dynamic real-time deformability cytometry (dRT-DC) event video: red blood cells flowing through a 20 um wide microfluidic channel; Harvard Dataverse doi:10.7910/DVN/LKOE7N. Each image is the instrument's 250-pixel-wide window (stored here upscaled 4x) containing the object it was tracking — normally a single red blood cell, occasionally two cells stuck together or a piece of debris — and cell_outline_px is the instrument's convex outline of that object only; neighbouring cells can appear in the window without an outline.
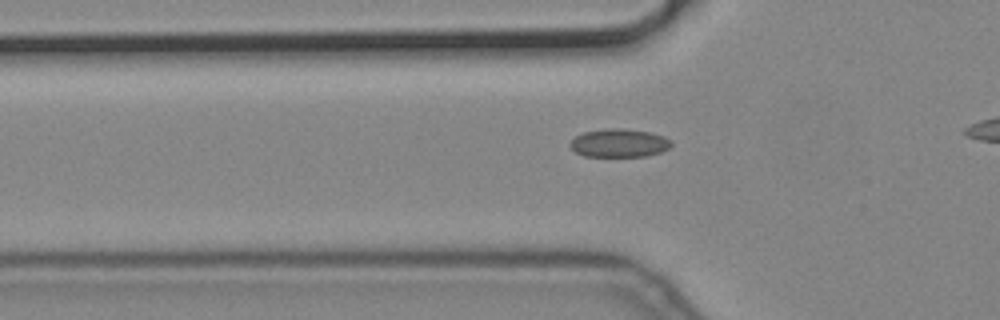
{"species": "common noctule bat (a hibernating species)", "species_latin": "Nyctalus noctula", "temperature_condition": "cold", "stored_images_in_passage": 34, "camera_frame_rate_fps": 3000, "um_per_image_px": 0.085, "animal": {"sex": "male", "body_mass_g": 19.2, "forearm_length_mm": 51.8}, "frame": {"image": 1, "passage_image": 5, "time_ms": 1.333, "image_size_px": [1000, 320], "cell_outline_px": [[672, 144], [668, 148], [660, 152], [648, 156], [584, 156], [576, 152], [568, 144], [576, 136], [584, 132], [608, 128], [620, 128], [652, 132], [664, 136], [672, 140]], "centroid_in_image_um": [52.65, 12.15], "position_along_channel_um": 73.1, "area_um2": 16.7}}
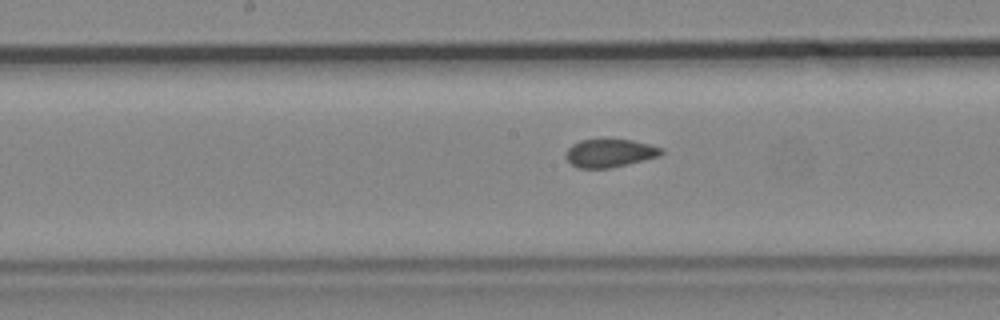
{"frame": {"image": 2, "passage_image": 15, "time_ms": 4.667, "image_size_px": [1000, 320], "cell_outline_px": [[664, 152], [660, 156], [628, 164], [608, 168], [576, 168], [564, 156], [564, 152], [572, 144], [580, 140], [632, 140], [664, 148]], "centroid_in_image_um": [51.82, 13.02], "position_along_channel_um": 196.4, "area_um2": 15.66}}
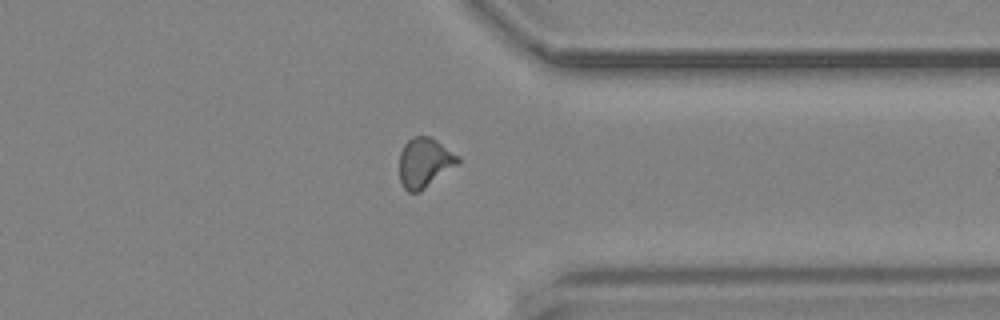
{"frame": {"image": 3, "passage_image": 30, "time_ms": 9.667, "image_size_px": [1000, 320], "cell_outline_px": [[460, 160], [456, 164], [420, 192], [408, 192], [404, 188], [400, 180], [400, 152], [404, 144], [412, 136], [428, 136], [436, 140], [460, 156]], "centroid_in_image_um": [36.06, 13.81], "position_along_channel_um": 375.3, "area_um2": 16.7}}